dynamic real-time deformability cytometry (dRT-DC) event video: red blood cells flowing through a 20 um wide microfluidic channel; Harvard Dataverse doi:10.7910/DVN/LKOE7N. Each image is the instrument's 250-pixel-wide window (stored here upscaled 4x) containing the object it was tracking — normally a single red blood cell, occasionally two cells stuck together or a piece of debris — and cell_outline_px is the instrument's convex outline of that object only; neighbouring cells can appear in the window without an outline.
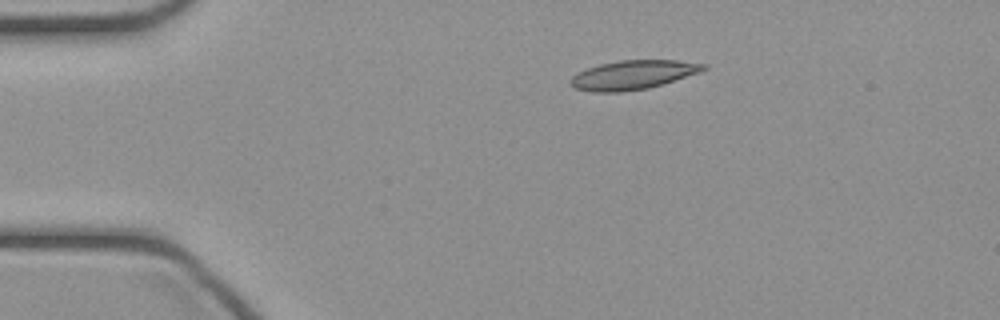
{"species": "common noctule bat (a hibernating species)", "species_latin": "Nyctalus noctula", "temperature_condition": "cold", "stored_images_in_passage": 39, "camera_frame_rate_fps": 3000, "um_per_image_px": 0.085, "animal": {"sex": "female", "body_mass_g": 21.9}, "frame": {"image": 1, "passage_image": 1, "time_ms": 0.0, "image_size_px": [1000, 320], "cell_outline_px": [[708, 68], [700, 72], [648, 88], [620, 92], [592, 92], [572, 88], [568, 84], [568, 80], [572, 76], [588, 68], [600, 64], [620, 60], [676, 60], [708, 64]], "centroid_in_image_um": [53.77, 6.37], "position_along_channel_um": 31.2, "area_um2": 22.54}}
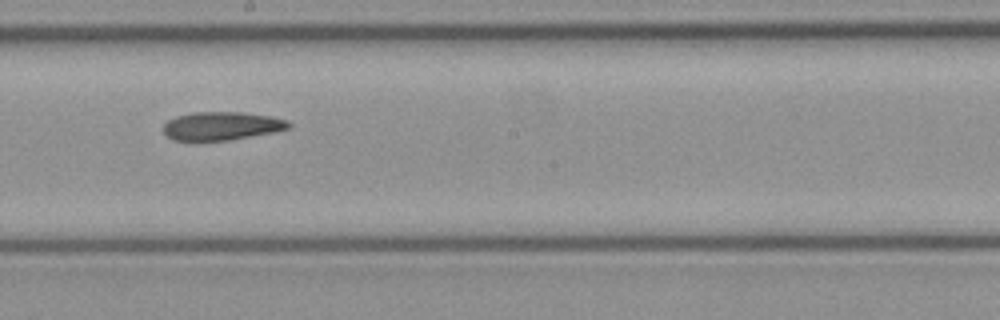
{"frame": {"image": 2, "passage_image": 18, "time_ms": 5.667, "image_size_px": [1000, 320], "cell_outline_px": [[292, 128], [276, 132], [228, 140], [196, 144], [172, 140], [164, 132], [164, 124], [168, 120], [176, 116], [192, 112], [244, 112], [272, 116], [288, 120], [292, 124]], "centroid_in_image_um": [18.83, 10.74], "position_along_channel_um": 229.4, "area_um2": 21.68}}
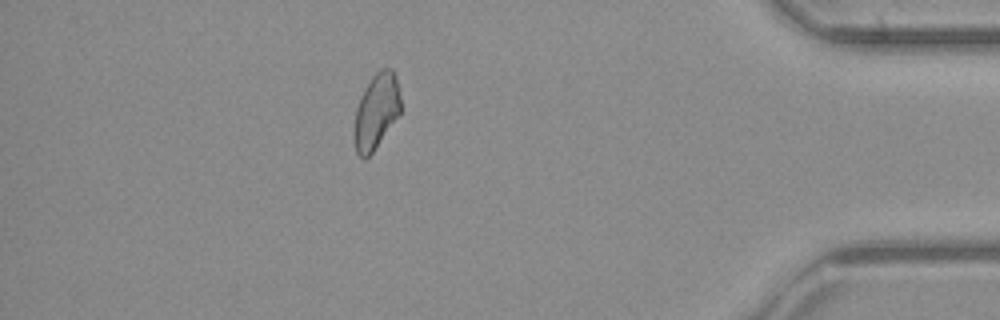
{"frame": {"image": 3, "passage_image": 33, "time_ms": 10.667, "image_size_px": [1000, 320], "cell_outline_px": [[400, 112], [372, 152], [364, 160], [356, 152], [352, 136], [352, 132], [356, 108], [364, 88], [372, 76], [380, 68], [392, 68], [396, 76], [400, 96]], "centroid_in_image_um": [31.94, 9.45], "position_along_channel_um": 403.3, "area_um2": 20.4}}